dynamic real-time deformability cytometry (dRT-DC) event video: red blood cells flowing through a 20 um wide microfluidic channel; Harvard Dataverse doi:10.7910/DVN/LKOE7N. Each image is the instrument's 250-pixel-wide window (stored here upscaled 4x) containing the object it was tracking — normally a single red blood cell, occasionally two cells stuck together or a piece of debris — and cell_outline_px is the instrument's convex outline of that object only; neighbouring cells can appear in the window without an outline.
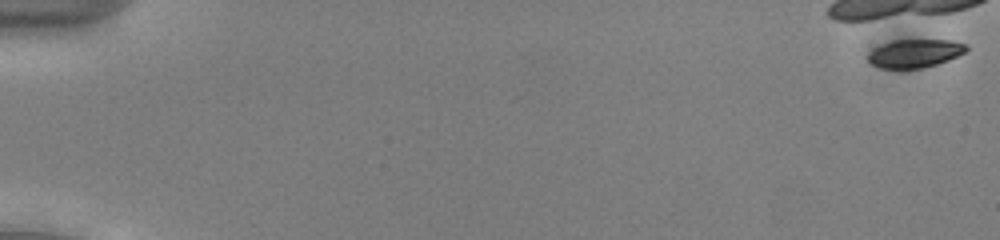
{"species": "common noctule bat (a hibernating species)", "species_latin": "Nyctalus noctula", "temperature_condition": "cold", "stored_images_in_passage": 24, "camera_frame_rate_fps": 3000, "um_per_image_px": 0.085, "animal": {"sex": "male", "body_mass_g": 13.0, "forearm_length_mm": 53.1}, "frame": {"image": 1, "passage_image": 1, "time_ms": 0.0, "image_size_px": [1000, 240], "cell_outline_px": [[968, 48], [964, 52], [948, 60], [936, 64], [920, 68], [880, 68], [872, 64], [868, 60], [868, 52], [884, 44], [896, 40], [948, 40], [964, 44]], "centroid_in_image_um": [77.74, 4.54], "position_along_channel_um": 7.3, "area_um2": 15.78}}